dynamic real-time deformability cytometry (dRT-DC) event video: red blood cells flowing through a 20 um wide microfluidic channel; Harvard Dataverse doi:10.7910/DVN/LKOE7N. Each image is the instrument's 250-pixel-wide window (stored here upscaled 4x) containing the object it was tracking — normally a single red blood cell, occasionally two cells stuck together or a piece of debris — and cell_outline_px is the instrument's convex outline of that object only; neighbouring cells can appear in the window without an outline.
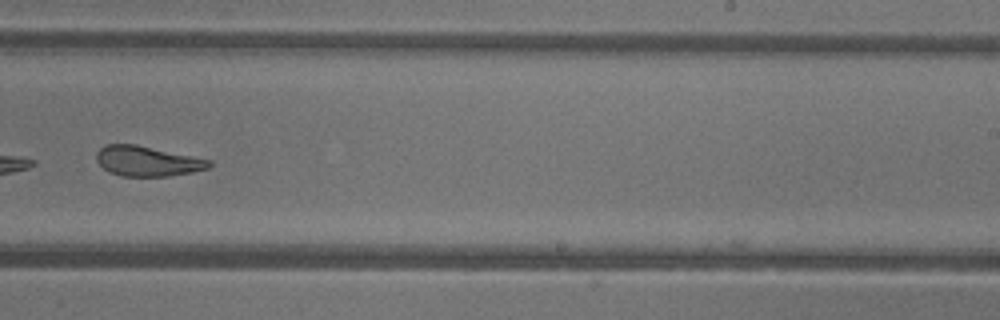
{"species": "common noctule bat (a hibernating species)", "species_latin": "Nyctalus noctula", "temperature_condition": "warm", "stored_images_in_passage": 31, "camera_frame_rate_fps": 3000, "um_per_image_px": 0.085, "animal": {"sex": "female"}, "frame": {"image": 1, "passage_image": 19, "time_ms": 6.0, "image_size_px": [1000, 320], "cell_outline_px": [[212, 164], [208, 168], [192, 172], [168, 176], [120, 176], [108, 172], [96, 160], [96, 152], [104, 144], [136, 144], [212, 160]], "centroid_in_image_um": [12.5, 13.69], "position_along_channel_um": 276.5, "area_um2": 19.83}, "authors_computed_cell_mechanics": {"area_um2": 20.9236, "velocity_mm_per_s": 4.3063, "shape_relaxation_time_tau1_ms": null, "shape_relaxation_time_tau2_ms": 2.048, "deformation_change_tau1": null, "deformation_change_tau2": 0.1095}}